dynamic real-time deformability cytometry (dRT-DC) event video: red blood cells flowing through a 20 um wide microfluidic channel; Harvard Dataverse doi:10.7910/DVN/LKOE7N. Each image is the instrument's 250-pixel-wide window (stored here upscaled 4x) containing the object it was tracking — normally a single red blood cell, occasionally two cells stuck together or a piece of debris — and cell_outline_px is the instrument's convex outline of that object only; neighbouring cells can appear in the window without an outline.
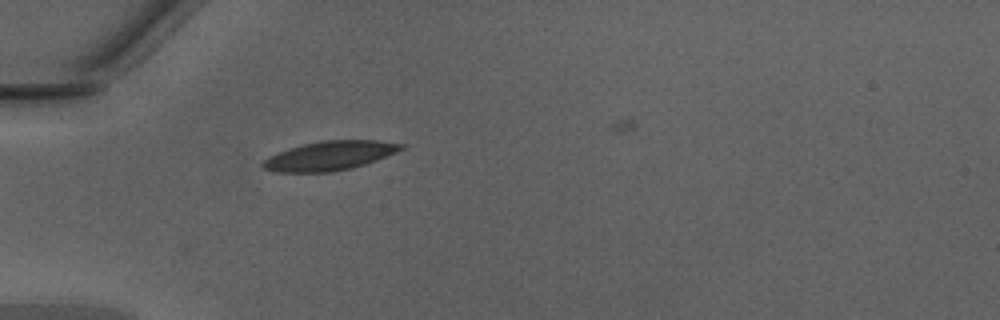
{"species": "Egyptian fruit bat (a non-hibernating species)", "species_latin": "Rousettus aegyptiacus", "temperature_condition": "warm", "stored_images_in_passage": 31, "camera_frame_rate_fps": 3000, "um_per_image_px": 0.085, "animal": {"sex": "male"}, "frame": {"image": 1, "passage_image": 1, "time_ms": 0.0, "image_size_px": [1000, 320], "cell_outline_px": [[404, 148], [396, 152], [376, 160], [352, 168], [332, 172], [276, 172], [264, 168], [260, 164], [268, 156], [304, 144], [320, 140], [376, 140], [404, 144]], "centroid_in_image_um": [28.03, 13.24], "position_along_channel_um": 57.0, "area_um2": 23.29}}
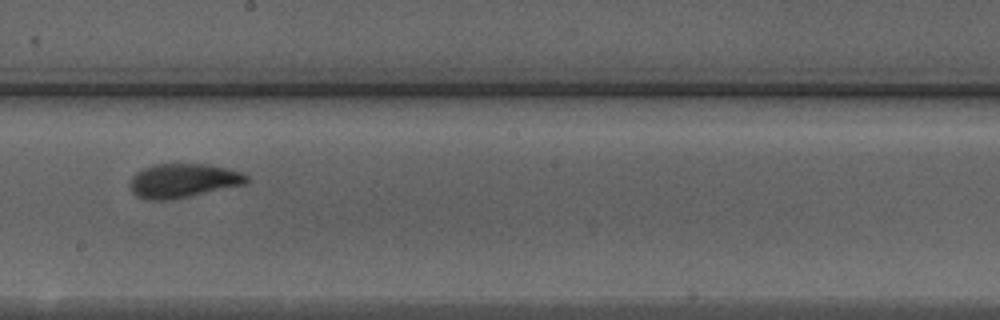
{"frame": {"image": 2, "passage_image": 14, "time_ms": 4.333, "image_size_px": [1000, 320], "cell_outline_px": [[248, 180], [244, 184], [188, 196], [168, 200], [144, 200], [136, 196], [132, 192], [128, 184], [132, 176], [136, 172], [144, 168], [156, 164], [204, 164], [228, 168], [240, 172], [248, 176]], "centroid_in_image_um": [15.5, 15.36], "position_along_channel_um": 232.7, "area_um2": 23.0}}
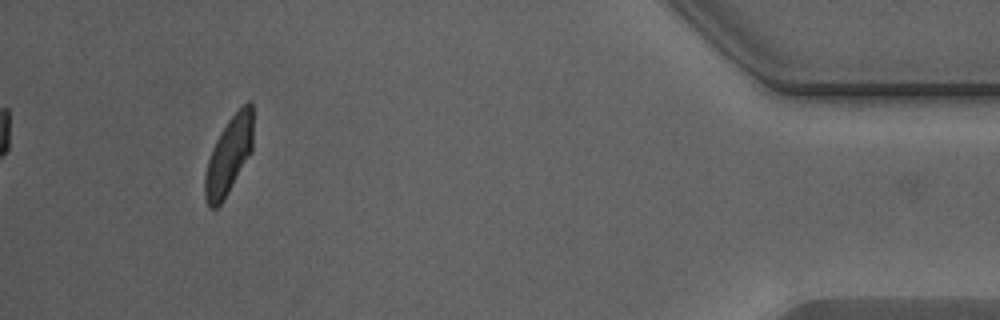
{"frame": {"image": 3, "passage_image": 31, "time_ms": 10.0, "image_size_px": [1000, 320], "cell_outline_px": [[252, 152], [224, 200], [216, 208], [208, 208], [204, 196], [204, 176], [208, 160], [212, 148], [220, 132], [228, 120], [248, 100], [252, 104]], "centroid_in_image_um": [19.43, 13.26], "position_along_channel_um": 415.8, "area_um2": 21.73}, "authors_computed_cell_mechanics": {"area_um2": 23.0044, "velocity_mm_per_s": 4.2987, "shape_relaxation_time_tau1_ms": 3.1355, "shape_relaxation_time_tau2_ms": 0.7746, "deformation_change_tau1": 0.1284, "deformation_change_tau2": 0.0591}}